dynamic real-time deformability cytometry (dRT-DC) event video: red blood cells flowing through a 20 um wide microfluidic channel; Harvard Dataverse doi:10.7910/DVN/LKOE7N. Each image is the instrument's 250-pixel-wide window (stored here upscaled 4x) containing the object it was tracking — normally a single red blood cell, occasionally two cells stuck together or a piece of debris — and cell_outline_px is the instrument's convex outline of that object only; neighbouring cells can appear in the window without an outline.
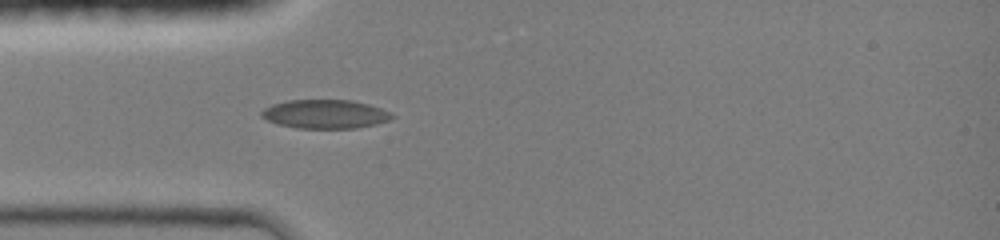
{"species": "common noctule bat (a hibernating species)", "species_latin": "Nyctalus noctula", "temperature_condition": "room temperature", "stored_images_in_passage": 9, "camera_frame_rate_fps": 3000, "um_per_image_px": 0.085, "animal": {"sex": "female", "body_mass_g": 19.0, "forearm_length_mm": 51.5}, "frame": {"image": 1, "passage_image": 1, "time_ms": 0.0, "image_size_px": [1000, 240], "cell_outline_px": [[396, 116], [392, 120], [376, 124], [356, 128], [296, 128], [276, 124], [260, 116], [260, 112], [264, 108], [272, 104], [288, 100], [352, 100], [368, 104], [380, 108]], "centroid_in_image_um": [27.63, 9.7], "position_along_channel_um": 57.4, "area_um2": 22.02}}
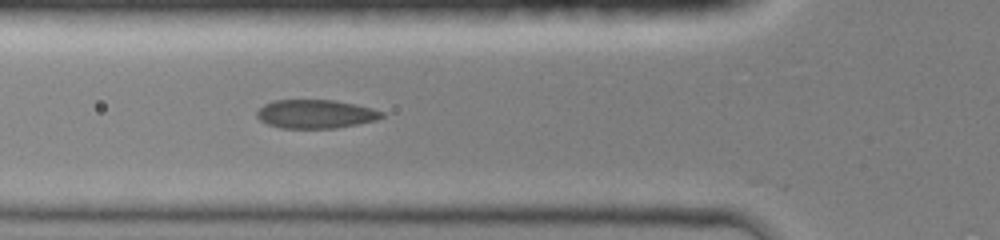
{"frame": {"image": 2, "passage_image": 6, "time_ms": 1.0, "image_size_px": [1000, 240], "cell_outline_px": [[384, 116], [376, 120], [336, 128], [280, 128], [268, 124], [260, 120], [256, 116], [256, 112], [264, 104], [272, 100], [336, 100], [356, 104], [372, 108], [384, 112]], "centroid_in_image_um": [26.82, 9.68], "position_along_channel_um": 99.0, "area_um2": 20.92}}